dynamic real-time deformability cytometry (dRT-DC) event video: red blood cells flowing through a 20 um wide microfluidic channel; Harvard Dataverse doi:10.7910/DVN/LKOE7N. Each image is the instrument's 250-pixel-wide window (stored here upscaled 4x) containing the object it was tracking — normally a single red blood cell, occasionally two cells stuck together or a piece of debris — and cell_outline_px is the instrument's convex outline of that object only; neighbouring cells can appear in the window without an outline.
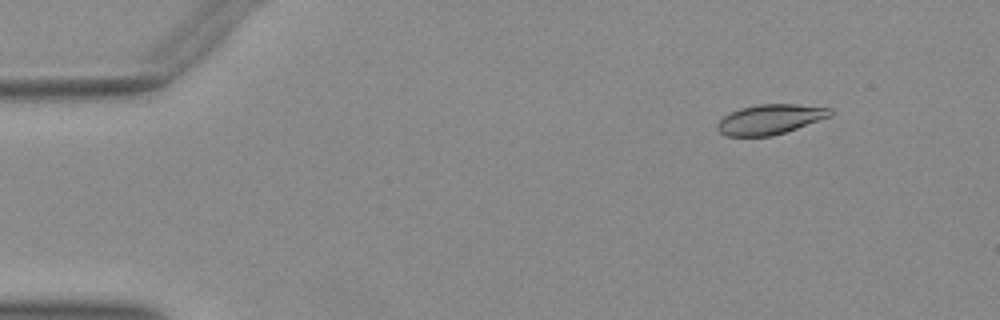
{"species": "Egyptian fruit bat (a non-hibernating species)", "species_latin": "Rousettus aegyptiacus", "temperature_condition": "warm", "stored_images_in_passage": 14, "camera_frame_rate_fps": 3000, "um_per_image_px": 0.085, "animal": {"sex": "female"}, "frame": {"image": 1, "passage_image": 5, "time_ms": 1.333, "image_size_px": [1000, 320], "cell_outline_px": [[832, 116], [772, 136], [728, 136], [720, 132], [716, 128], [716, 124], [724, 116], [740, 108], [756, 104], [796, 104], [832, 108]], "centroid_in_image_um": [65.46, 10.13], "position_along_channel_um": 19.5, "area_um2": 19.59}}